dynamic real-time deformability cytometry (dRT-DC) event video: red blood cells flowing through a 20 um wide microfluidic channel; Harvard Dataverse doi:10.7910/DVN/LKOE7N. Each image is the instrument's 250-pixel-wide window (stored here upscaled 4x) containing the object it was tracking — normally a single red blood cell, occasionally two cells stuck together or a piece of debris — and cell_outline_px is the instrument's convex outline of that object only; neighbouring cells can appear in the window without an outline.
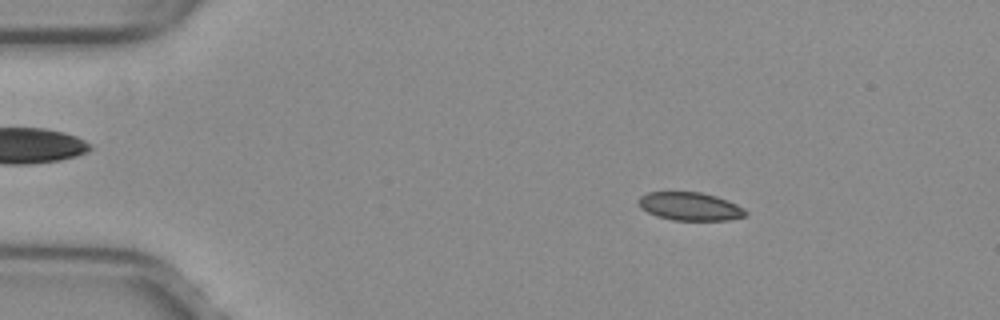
{"species": "common noctule bat (a hibernating species)", "species_latin": "Nyctalus noctula", "temperature_condition": "warm", "stored_images_in_passage": 52, "camera_frame_rate_fps": 3000, "um_per_image_px": 0.085, "animal": {"sex": "female", "body_mass_g": 29.2, "forearm_length_mm": 56.3}, "frame": {"image": 1, "passage_image": 9, "time_ms": 2.667, "image_size_px": [1000, 320], "cell_outline_px": [[748, 216], [728, 220], [672, 220], [656, 216], [640, 208], [636, 200], [640, 196], [648, 192], [700, 192], [716, 196], [728, 200], [744, 208], [748, 212]], "centroid_in_image_um": [58.65, 17.54], "position_along_channel_um": 26.4, "area_um2": 17.8}}
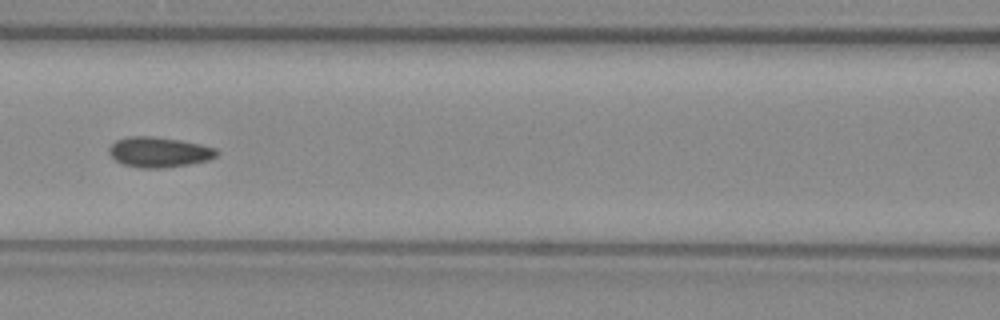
{"frame": {"image": 2, "passage_image": 24, "time_ms": 7.667, "image_size_px": [1000, 320], "cell_outline_px": [[220, 152], [216, 156], [208, 160], [188, 164], [164, 168], [140, 168], [124, 164], [116, 160], [108, 152], [108, 148], [116, 140], [128, 136], [152, 136], [180, 140], [200, 144], [216, 148]], "centroid_in_image_um": [13.52, 12.92], "position_along_channel_um": 153.1, "area_um2": 18.96}}
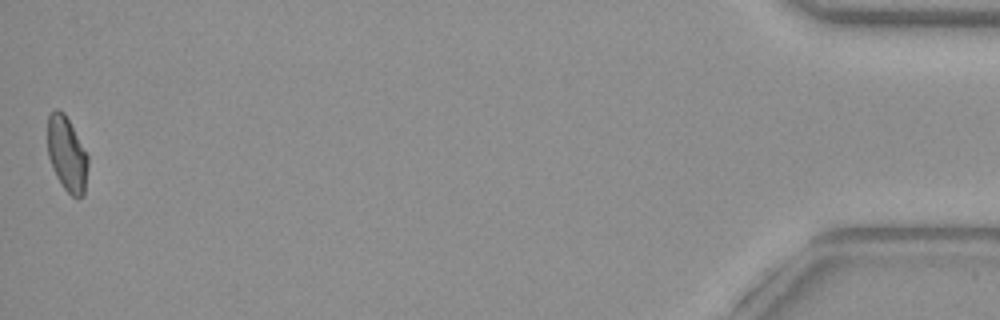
{"frame": {"image": 3, "passage_image": 52, "time_ms": 17.0, "image_size_px": [1000, 320], "cell_outline_px": [[88, 164], [84, 196], [72, 196], [60, 184], [52, 168], [48, 156], [48, 116], [56, 108], [64, 112], [88, 156]], "centroid_in_image_um": [5.68, 13.11], "position_along_channel_um": 429.5, "area_um2": 17.46}, "authors_computed_cell_mechanics": {"area_um2": 18.2648, "velocity_mm_per_s": 4.0087, "shape_relaxation_time_tau1_ms": null, "shape_relaxation_time_tau2_ms": 1.0386, "deformation_change_tau1": null, "deformation_change_tau2": 0.0576}}